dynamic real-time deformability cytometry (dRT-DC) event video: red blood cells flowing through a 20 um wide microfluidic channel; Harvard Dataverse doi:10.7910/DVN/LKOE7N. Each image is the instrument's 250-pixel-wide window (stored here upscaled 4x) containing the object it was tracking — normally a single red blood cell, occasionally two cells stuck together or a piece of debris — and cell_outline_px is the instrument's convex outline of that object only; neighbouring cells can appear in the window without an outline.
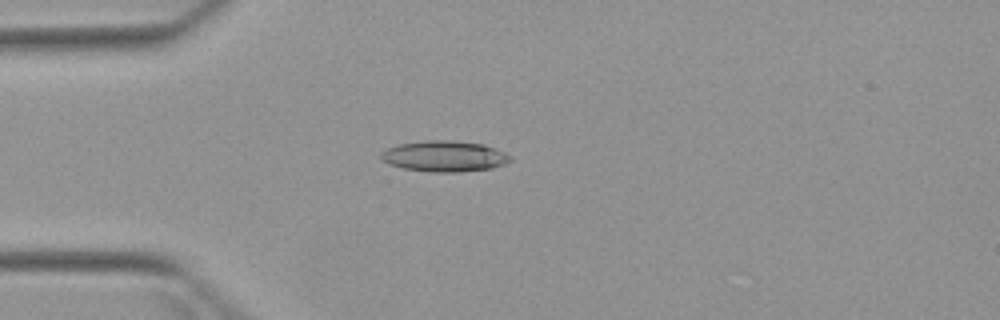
{"species": "Egyptian fruit bat (a non-hibernating species)", "species_latin": "Rousettus aegyptiacus", "temperature_condition": "warm", "stored_images_in_passage": 4, "camera_frame_rate_fps": 3000, "um_per_image_px": 0.085, "animal": {"sex": "female"}, "frame": {"image": 1, "passage_image": 4, "time_ms": 3.667, "image_size_px": [1000, 320], "cell_outline_px": [[512, 160], [504, 164], [492, 168], [460, 172], [432, 172], [404, 168], [388, 164], [380, 160], [380, 152], [388, 148], [400, 144], [428, 140], [452, 140], [484, 144], [504, 152], [512, 156]], "centroid_in_image_um": [37.77, 13.28], "position_along_channel_um": 47.2, "area_um2": 23.35}}